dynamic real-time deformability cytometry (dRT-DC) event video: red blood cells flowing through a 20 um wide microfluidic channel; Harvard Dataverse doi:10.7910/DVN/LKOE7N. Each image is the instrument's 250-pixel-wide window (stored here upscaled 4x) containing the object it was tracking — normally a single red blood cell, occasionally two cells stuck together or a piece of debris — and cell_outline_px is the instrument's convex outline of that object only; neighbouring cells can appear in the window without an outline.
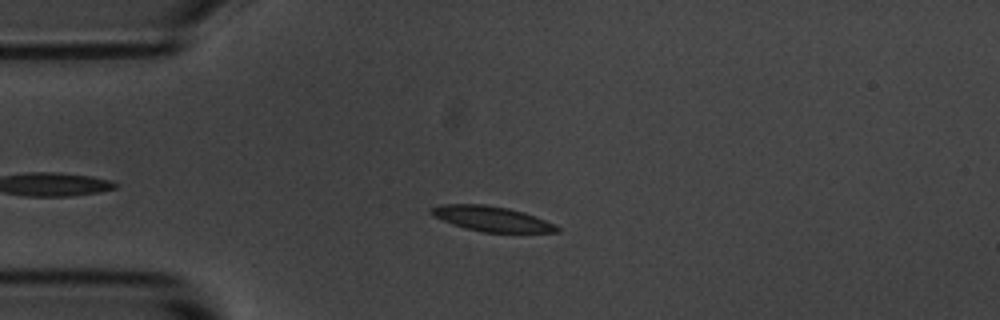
{"species": "common noctule bat (a hibernating species)", "species_latin": "Nyctalus noctula", "temperature_condition": "room temperature", "stored_images_in_passage": 8, "camera_frame_rate_fps": 3000, "um_per_image_px": 0.085, "animal": {"sex": "male", "body_mass_g": 20.1, "forearm_length_mm": 53.5}, "frame": {"image": 1, "passage_image": 4, "time_ms": 3.667, "image_size_px": [1000, 320], "cell_outline_px": [[560, 232], [484, 232], [464, 228], [452, 224], [432, 216], [428, 212], [432, 208], [440, 204], [484, 204], [508, 208], [524, 212], [536, 216], [556, 224], [560, 228]], "centroid_in_image_um": [41.79, 18.59], "position_along_channel_um": 43.2, "area_um2": 18.5}}
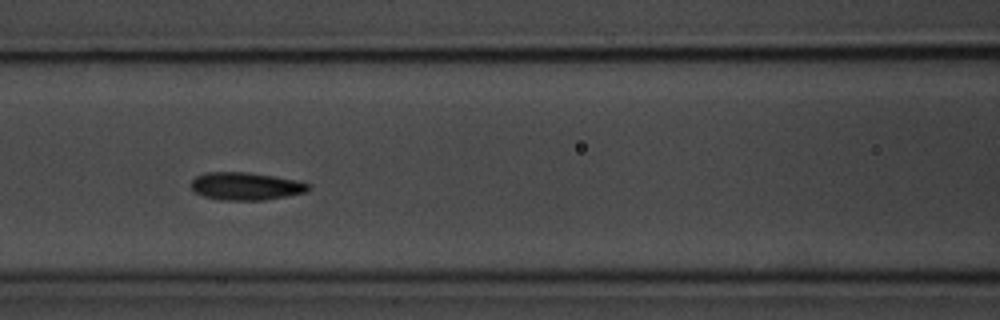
{"frame": {"image": 2, "passage_image": 7, "time_ms": 7.0, "image_size_px": [1000, 320], "cell_outline_px": [[312, 188], [308, 192], [264, 200], [220, 200], [204, 196], [196, 192], [192, 188], [192, 180], [196, 176], [204, 172], [248, 172], [296, 180], [308, 184]], "centroid_in_image_um": [20.91, 15.83], "position_along_channel_um": 145.7, "area_um2": 18.9}}
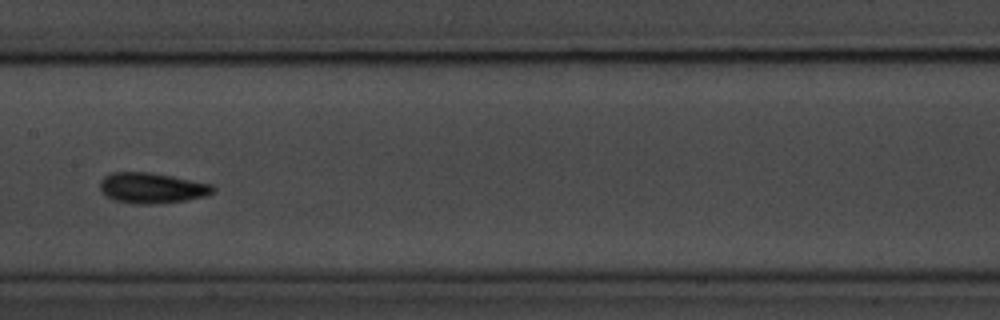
{"frame": {"image": 3, "passage_image": 8, "time_ms": 8.333, "image_size_px": [1000, 320], "cell_outline_px": [[216, 188], [208, 196], [184, 200], [152, 204], [136, 204], [116, 200], [108, 196], [100, 188], [100, 180], [104, 176], [112, 172], [152, 172], [212, 184]], "centroid_in_image_um": [12.93, 15.96], "position_along_channel_um": 194.5, "area_um2": 20.0}}